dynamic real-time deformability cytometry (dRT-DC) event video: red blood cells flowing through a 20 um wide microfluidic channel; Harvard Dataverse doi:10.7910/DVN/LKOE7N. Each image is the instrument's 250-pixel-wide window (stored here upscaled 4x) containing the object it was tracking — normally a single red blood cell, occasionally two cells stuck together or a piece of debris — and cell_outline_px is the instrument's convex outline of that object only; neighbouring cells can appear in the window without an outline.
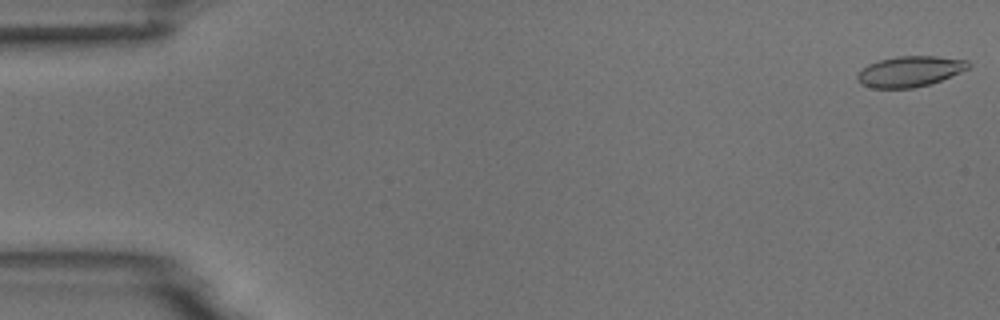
{"species": "common noctule bat (a hibernating species)", "species_latin": "Nyctalus noctula", "temperature_condition": "room temperature", "stored_images_in_passage": 4, "camera_frame_rate_fps": 3000, "um_per_image_px": 0.085, "animal": {"sex": "male", "body_mass_g": 18.8}, "frame": {"image": 1, "passage_image": 1, "time_ms": 0.0, "image_size_px": [1000, 320], "cell_outline_px": [[972, 64], [968, 68], [960, 72], [940, 80], [928, 84], [912, 88], [872, 88], [860, 84], [856, 80], [856, 76], [868, 64], [880, 60], [896, 56], [936, 56], [968, 60]], "centroid_in_image_um": [77.33, 6.07], "position_along_channel_um": 7.7, "area_um2": 19.71}}